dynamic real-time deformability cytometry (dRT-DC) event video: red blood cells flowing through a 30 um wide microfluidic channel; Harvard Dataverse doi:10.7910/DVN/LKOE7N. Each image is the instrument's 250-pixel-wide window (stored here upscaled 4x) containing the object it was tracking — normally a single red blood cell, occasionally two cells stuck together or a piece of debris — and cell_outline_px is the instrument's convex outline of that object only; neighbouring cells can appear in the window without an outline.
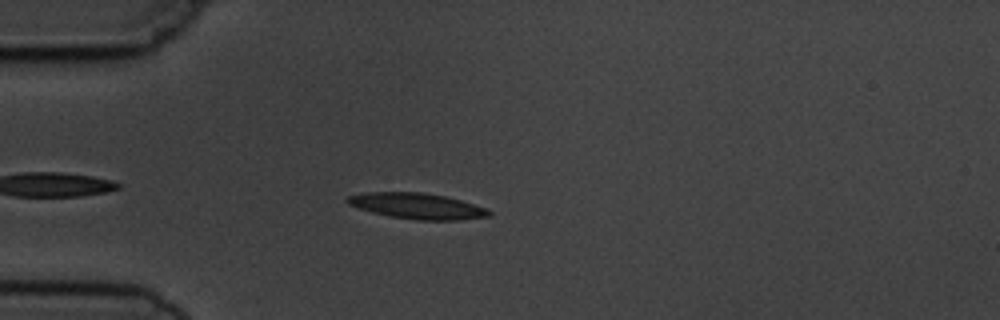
{"species": "common noctule bat (a hibernating species)", "species_latin": "Nyctalus noctula", "temperature_condition": "cold", "stored_images_in_passage": 5, "camera_frame_rate_fps": 3000, "um_per_image_px": 0.085, "animal": {"sex": "male", "body_mass_g": 19.5, "forearm_length_mm": 54.6}, "frame": {"image": 1, "passage_image": 4, "time_ms": 4.333, "image_size_px": [1000, 320], "cell_outline_px": [[492, 216], [460, 220], [416, 220], [392, 216], [372, 212], [348, 204], [344, 200], [348, 196], [368, 192], [420, 192], [444, 196], [460, 200], [484, 208], [492, 212]], "centroid_in_image_um": [35.46, 17.51], "position_along_channel_um": 49.5, "area_um2": 21.04}}